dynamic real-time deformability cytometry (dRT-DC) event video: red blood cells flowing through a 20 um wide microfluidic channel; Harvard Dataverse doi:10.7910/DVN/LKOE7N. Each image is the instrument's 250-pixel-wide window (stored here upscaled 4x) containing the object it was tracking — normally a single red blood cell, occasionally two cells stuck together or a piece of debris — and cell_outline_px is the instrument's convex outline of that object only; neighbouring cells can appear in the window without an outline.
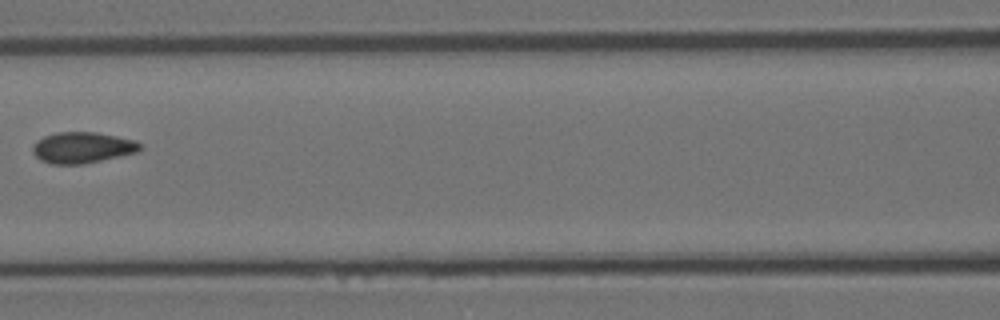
{"species": "Egyptian fruit bat (a non-hibernating species)", "species_latin": "Rousettus aegyptiacus", "temperature_condition": "room temperature", "stored_images_in_passage": 7, "camera_frame_rate_fps": 3000, "um_per_image_px": 0.085, "animal": {"sex": "female"}, "frame": {"image": 1, "passage_image": 7, "time_ms": 2.0, "image_size_px": [1000, 320], "cell_outline_px": [[144, 148], [136, 152], [120, 156], [84, 164], [52, 164], [40, 160], [32, 152], [32, 148], [36, 140], [44, 136], [56, 132], [92, 132], [116, 136], [136, 140], [144, 144]], "centroid_in_image_um": [7.02, 12.54], "position_along_channel_um": 159.6, "area_um2": 19.59}}